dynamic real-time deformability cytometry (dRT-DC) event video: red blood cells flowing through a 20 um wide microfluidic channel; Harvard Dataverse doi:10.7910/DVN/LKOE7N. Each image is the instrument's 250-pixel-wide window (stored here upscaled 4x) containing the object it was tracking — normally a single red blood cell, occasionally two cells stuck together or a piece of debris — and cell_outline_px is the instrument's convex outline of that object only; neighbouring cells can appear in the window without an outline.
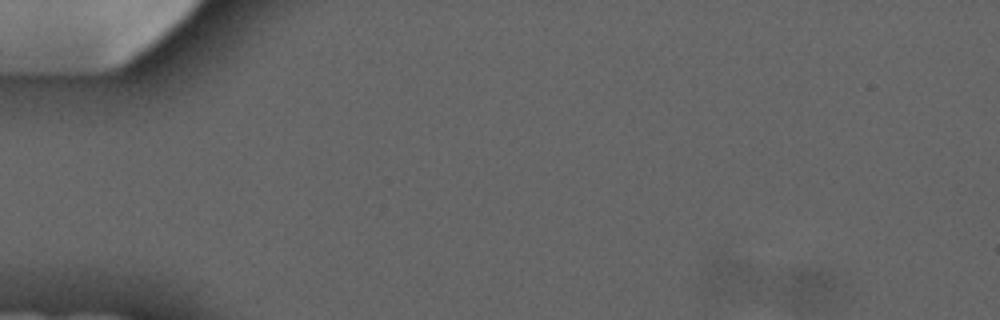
{"species": "common noctule bat (a hibernating species)", "species_latin": "Nyctalus noctula", "temperature_condition": "cold", "stored_images_in_passage": 4, "camera_frame_rate_fps": 3000, "um_per_image_px": 0.085, "animal": {"sex": "male", "forearm_length_mm": 52.5}, "frame": {"image": 1, "passage_image": 1, "time_ms": 0.0, "image_size_px": [1000, 320], "cell_outline_px": [[760, 280], [756, 288], [740, 296], [716, 292], [708, 288], [704, 280], [708, 264], [716, 252], [752, 264]], "centroid_in_image_um": [62.1, 23.43], "position_along_channel_um": 22.9, "area_um2": 12.31}}